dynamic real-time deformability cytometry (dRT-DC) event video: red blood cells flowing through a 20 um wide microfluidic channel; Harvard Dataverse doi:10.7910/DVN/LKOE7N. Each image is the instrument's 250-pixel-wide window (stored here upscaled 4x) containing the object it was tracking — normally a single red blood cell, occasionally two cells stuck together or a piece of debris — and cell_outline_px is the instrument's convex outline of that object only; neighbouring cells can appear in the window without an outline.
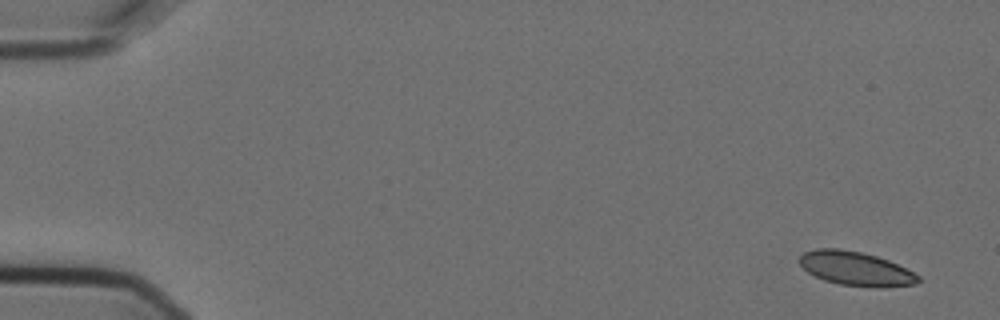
{"species": "Egyptian fruit bat (a non-hibernating species)", "species_latin": "Rousettus aegyptiacus", "temperature_condition": "cold", "stored_images_in_passage": 5, "camera_frame_rate_fps": 3000, "um_per_image_px": 0.085, "animal": {"sex": "female"}, "frame": {"image": 1, "passage_image": 1, "time_ms": 0.0, "image_size_px": [1000, 320], "cell_outline_px": [[920, 280], [916, 284], [884, 288], [880, 288], [840, 284], [824, 280], [808, 272], [800, 264], [800, 256], [804, 252], [820, 248], [836, 248], [860, 252], [876, 256], [888, 260], [920, 276]], "centroid_in_image_um": [72.76, 22.84], "position_along_channel_um": 12.2, "area_um2": 23.29}}